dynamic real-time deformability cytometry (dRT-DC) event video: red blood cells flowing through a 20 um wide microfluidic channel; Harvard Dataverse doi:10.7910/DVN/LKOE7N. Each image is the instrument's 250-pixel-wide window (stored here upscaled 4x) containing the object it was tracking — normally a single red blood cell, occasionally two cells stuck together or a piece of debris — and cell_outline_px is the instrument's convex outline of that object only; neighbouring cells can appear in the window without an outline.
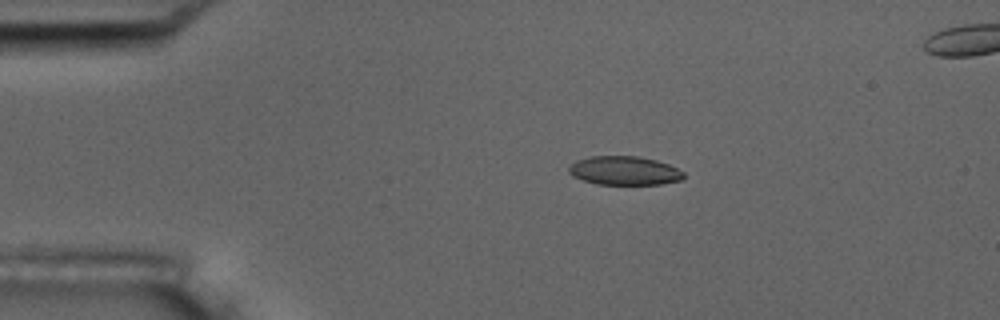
{"species": "common noctule bat (a hibernating species)", "species_latin": "Nyctalus noctula", "temperature_condition": "room temperature", "stored_images_in_passage": 5, "camera_frame_rate_fps": 3000, "um_per_image_px": 0.085, "animal": {"sex": "male", "body_mass_g": 17.5, "forearm_length_mm": 52.3}, "frame": {"image": 1, "passage_image": 3, "time_ms": 2.333, "image_size_px": [1000, 320], "cell_outline_px": [[684, 180], [660, 184], [596, 184], [572, 176], [568, 172], [568, 168], [576, 160], [592, 156], [640, 156], [656, 160], [668, 164], [684, 172]], "centroid_in_image_um": [53.08, 14.5], "position_along_channel_um": 31.9, "area_um2": 19.31}}